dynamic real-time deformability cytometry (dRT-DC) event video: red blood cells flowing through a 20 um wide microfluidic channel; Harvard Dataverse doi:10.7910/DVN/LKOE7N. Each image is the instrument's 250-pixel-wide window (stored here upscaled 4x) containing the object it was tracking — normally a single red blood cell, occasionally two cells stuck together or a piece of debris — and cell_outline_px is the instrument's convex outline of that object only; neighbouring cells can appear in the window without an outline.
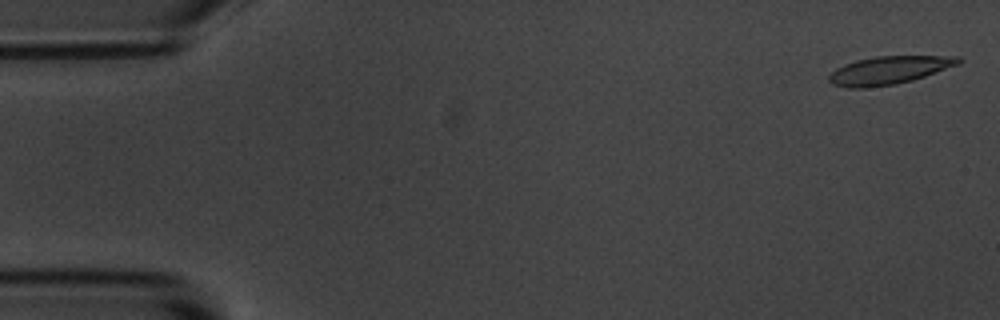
{"species": "common noctule bat (a hibernating species)", "species_latin": "Nyctalus noctula", "temperature_condition": "room temperature", "stored_images_in_passage": 4, "camera_frame_rate_fps": 3000, "um_per_image_px": 0.085, "animal": {"sex": "male", "body_mass_g": 20.1, "forearm_length_mm": 53.5}, "frame": {"image": 1, "passage_image": 1, "time_ms": 0.0, "image_size_px": [1000, 320], "cell_outline_px": [[964, 60], [960, 64], [912, 80], [896, 84], [864, 88], [848, 88], [832, 84], [828, 80], [828, 76], [836, 68], [844, 64], [856, 60], [876, 56], [960, 56]], "centroid_in_image_um": [75.57, 5.96], "position_along_channel_um": 9.4, "area_um2": 21.21}}
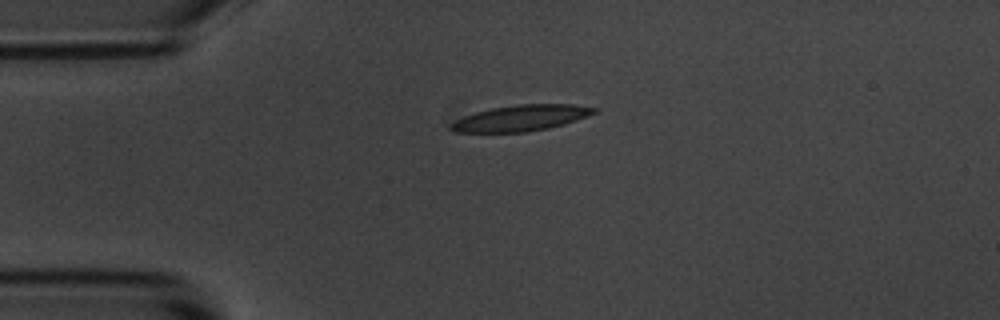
{"frame": {"image": 2, "passage_image": 4, "time_ms": 3.667, "image_size_px": [1000, 320], "cell_outline_px": [[596, 112], [588, 116], [564, 124], [548, 128], [524, 132], [456, 132], [448, 128], [456, 120], [464, 116], [476, 112], [492, 108], [516, 104], [572, 104], [596, 108]], "centroid_in_image_um": [44.28, 10.03], "position_along_channel_um": 40.7, "area_um2": 21.44}}